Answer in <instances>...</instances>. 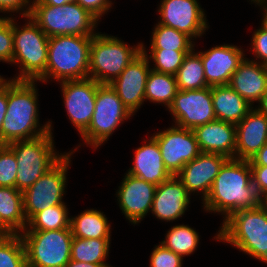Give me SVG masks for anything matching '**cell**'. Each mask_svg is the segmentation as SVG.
<instances>
[{"label": "cell", "mask_w": 267, "mask_h": 267, "mask_svg": "<svg viewBox=\"0 0 267 267\" xmlns=\"http://www.w3.org/2000/svg\"><path fill=\"white\" fill-rule=\"evenodd\" d=\"M264 203L252 183L249 160L228 159L221 167L206 199L202 202L205 212L221 213L223 221L232 213L253 209Z\"/></svg>", "instance_id": "obj_1"}, {"label": "cell", "mask_w": 267, "mask_h": 267, "mask_svg": "<svg viewBox=\"0 0 267 267\" xmlns=\"http://www.w3.org/2000/svg\"><path fill=\"white\" fill-rule=\"evenodd\" d=\"M37 81L8 80L7 111L1 128V145L32 140L53 131L52 121L39 122ZM42 125V126H41Z\"/></svg>", "instance_id": "obj_2"}, {"label": "cell", "mask_w": 267, "mask_h": 267, "mask_svg": "<svg viewBox=\"0 0 267 267\" xmlns=\"http://www.w3.org/2000/svg\"><path fill=\"white\" fill-rule=\"evenodd\" d=\"M213 237L267 264V206L232 213Z\"/></svg>", "instance_id": "obj_3"}, {"label": "cell", "mask_w": 267, "mask_h": 267, "mask_svg": "<svg viewBox=\"0 0 267 267\" xmlns=\"http://www.w3.org/2000/svg\"><path fill=\"white\" fill-rule=\"evenodd\" d=\"M92 36L63 35L49 37L45 74L38 82H57L89 78Z\"/></svg>", "instance_id": "obj_4"}, {"label": "cell", "mask_w": 267, "mask_h": 267, "mask_svg": "<svg viewBox=\"0 0 267 267\" xmlns=\"http://www.w3.org/2000/svg\"><path fill=\"white\" fill-rule=\"evenodd\" d=\"M24 20L21 26L13 17L12 64L18 66L19 72L9 79L38 81L46 71L49 37L30 16Z\"/></svg>", "instance_id": "obj_5"}, {"label": "cell", "mask_w": 267, "mask_h": 267, "mask_svg": "<svg viewBox=\"0 0 267 267\" xmlns=\"http://www.w3.org/2000/svg\"><path fill=\"white\" fill-rule=\"evenodd\" d=\"M29 16L48 37L93 36L100 22L76 1L62 6L32 4Z\"/></svg>", "instance_id": "obj_6"}, {"label": "cell", "mask_w": 267, "mask_h": 267, "mask_svg": "<svg viewBox=\"0 0 267 267\" xmlns=\"http://www.w3.org/2000/svg\"><path fill=\"white\" fill-rule=\"evenodd\" d=\"M53 133L32 139L13 141L6 146L17 160L15 188L24 192L45 172L51 169L65 154L55 149Z\"/></svg>", "instance_id": "obj_7"}, {"label": "cell", "mask_w": 267, "mask_h": 267, "mask_svg": "<svg viewBox=\"0 0 267 267\" xmlns=\"http://www.w3.org/2000/svg\"><path fill=\"white\" fill-rule=\"evenodd\" d=\"M141 51L142 42L131 46L117 36L98 32L90 44L89 78L111 84Z\"/></svg>", "instance_id": "obj_8"}, {"label": "cell", "mask_w": 267, "mask_h": 267, "mask_svg": "<svg viewBox=\"0 0 267 267\" xmlns=\"http://www.w3.org/2000/svg\"><path fill=\"white\" fill-rule=\"evenodd\" d=\"M133 116L109 84H100L90 125L80 136L83 144L94 149L101 147L125 120Z\"/></svg>", "instance_id": "obj_9"}, {"label": "cell", "mask_w": 267, "mask_h": 267, "mask_svg": "<svg viewBox=\"0 0 267 267\" xmlns=\"http://www.w3.org/2000/svg\"><path fill=\"white\" fill-rule=\"evenodd\" d=\"M27 267H65L71 260V228L23 231Z\"/></svg>", "instance_id": "obj_10"}, {"label": "cell", "mask_w": 267, "mask_h": 267, "mask_svg": "<svg viewBox=\"0 0 267 267\" xmlns=\"http://www.w3.org/2000/svg\"><path fill=\"white\" fill-rule=\"evenodd\" d=\"M67 152L51 169L38 178L31 187L23 192V212L27 222L38 212L48 207L65 203L67 173L71 157L77 151Z\"/></svg>", "instance_id": "obj_11"}, {"label": "cell", "mask_w": 267, "mask_h": 267, "mask_svg": "<svg viewBox=\"0 0 267 267\" xmlns=\"http://www.w3.org/2000/svg\"><path fill=\"white\" fill-rule=\"evenodd\" d=\"M167 110L174 125L189 130L216 120L210 86L199 90H178Z\"/></svg>", "instance_id": "obj_12"}, {"label": "cell", "mask_w": 267, "mask_h": 267, "mask_svg": "<svg viewBox=\"0 0 267 267\" xmlns=\"http://www.w3.org/2000/svg\"><path fill=\"white\" fill-rule=\"evenodd\" d=\"M152 137L157 141L164 166L172 176L201 153L193 130L172 125L166 130L154 132Z\"/></svg>", "instance_id": "obj_13"}, {"label": "cell", "mask_w": 267, "mask_h": 267, "mask_svg": "<svg viewBox=\"0 0 267 267\" xmlns=\"http://www.w3.org/2000/svg\"><path fill=\"white\" fill-rule=\"evenodd\" d=\"M59 83L67 116L81 136L90 125L100 84L92 78Z\"/></svg>", "instance_id": "obj_14"}, {"label": "cell", "mask_w": 267, "mask_h": 267, "mask_svg": "<svg viewBox=\"0 0 267 267\" xmlns=\"http://www.w3.org/2000/svg\"><path fill=\"white\" fill-rule=\"evenodd\" d=\"M157 9L159 24L185 33L192 40L204 36L208 20L198 0H161ZM195 38V39H194Z\"/></svg>", "instance_id": "obj_15"}, {"label": "cell", "mask_w": 267, "mask_h": 267, "mask_svg": "<svg viewBox=\"0 0 267 267\" xmlns=\"http://www.w3.org/2000/svg\"><path fill=\"white\" fill-rule=\"evenodd\" d=\"M123 177L115 197L126 220L135 226L151 212L157 186L128 173Z\"/></svg>", "instance_id": "obj_16"}, {"label": "cell", "mask_w": 267, "mask_h": 267, "mask_svg": "<svg viewBox=\"0 0 267 267\" xmlns=\"http://www.w3.org/2000/svg\"><path fill=\"white\" fill-rule=\"evenodd\" d=\"M151 64L141 52L120 75L109 84L122 100L123 105L133 114L145 102V87Z\"/></svg>", "instance_id": "obj_17"}, {"label": "cell", "mask_w": 267, "mask_h": 267, "mask_svg": "<svg viewBox=\"0 0 267 267\" xmlns=\"http://www.w3.org/2000/svg\"><path fill=\"white\" fill-rule=\"evenodd\" d=\"M197 52L201 56L206 83L210 87L228 85L232 74L246 57L242 47L226 43Z\"/></svg>", "instance_id": "obj_18"}, {"label": "cell", "mask_w": 267, "mask_h": 267, "mask_svg": "<svg viewBox=\"0 0 267 267\" xmlns=\"http://www.w3.org/2000/svg\"><path fill=\"white\" fill-rule=\"evenodd\" d=\"M227 160L228 158L220 154L201 152L196 158L185 164L176 176L182 181L190 195L192 193L193 195L200 194L203 202L222 165Z\"/></svg>", "instance_id": "obj_19"}, {"label": "cell", "mask_w": 267, "mask_h": 267, "mask_svg": "<svg viewBox=\"0 0 267 267\" xmlns=\"http://www.w3.org/2000/svg\"><path fill=\"white\" fill-rule=\"evenodd\" d=\"M190 201L191 195L174 175L157 186L151 213L162 222L177 221L187 211Z\"/></svg>", "instance_id": "obj_20"}, {"label": "cell", "mask_w": 267, "mask_h": 267, "mask_svg": "<svg viewBox=\"0 0 267 267\" xmlns=\"http://www.w3.org/2000/svg\"><path fill=\"white\" fill-rule=\"evenodd\" d=\"M193 132L201 152L236 159L235 124L216 119L196 127Z\"/></svg>", "instance_id": "obj_21"}, {"label": "cell", "mask_w": 267, "mask_h": 267, "mask_svg": "<svg viewBox=\"0 0 267 267\" xmlns=\"http://www.w3.org/2000/svg\"><path fill=\"white\" fill-rule=\"evenodd\" d=\"M236 126V159L250 160L267 143V117L256 108Z\"/></svg>", "instance_id": "obj_22"}, {"label": "cell", "mask_w": 267, "mask_h": 267, "mask_svg": "<svg viewBox=\"0 0 267 267\" xmlns=\"http://www.w3.org/2000/svg\"><path fill=\"white\" fill-rule=\"evenodd\" d=\"M228 85L254 107L267 91V67L245 57Z\"/></svg>", "instance_id": "obj_23"}, {"label": "cell", "mask_w": 267, "mask_h": 267, "mask_svg": "<svg viewBox=\"0 0 267 267\" xmlns=\"http://www.w3.org/2000/svg\"><path fill=\"white\" fill-rule=\"evenodd\" d=\"M144 141L136 148L133 165L126 173L158 186L172 175L164 166L157 141L152 136Z\"/></svg>", "instance_id": "obj_24"}, {"label": "cell", "mask_w": 267, "mask_h": 267, "mask_svg": "<svg viewBox=\"0 0 267 267\" xmlns=\"http://www.w3.org/2000/svg\"><path fill=\"white\" fill-rule=\"evenodd\" d=\"M212 104L216 119L238 124L253 108L229 85L211 86Z\"/></svg>", "instance_id": "obj_25"}, {"label": "cell", "mask_w": 267, "mask_h": 267, "mask_svg": "<svg viewBox=\"0 0 267 267\" xmlns=\"http://www.w3.org/2000/svg\"><path fill=\"white\" fill-rule=\"evenodd\" d=\"M26 227L23 192L12 187H0V228L7 234H21Z\"/></svg>", "instance_id": "obj_26"}, {"label": "cell", "mask_w": 267, "mask_h": 267, "mask_svg": "<svg viewBox=\"0 0 267 267\" xmlns=\"http://www.w3.org/2000/svg\"><path fill=\"white\" fill-rule=\"evenodd\" d=\"M73 237L85 239L111 238V223L104 212L86 209L77 216H70Z\"/></svg>", "instance_id": "obj_27"}, {"label": "cell", "mask_w": 267, "mask_h": 267, "mask_svg": "<svg viewBox=\"0 0 267 267\" xmlns=\"http://www.w3.org/2000/svg\"><path fill=\"white\" fill-rule=\"evenodd\" d=\"M178 91L175 75L150 70L145 87V101L168 109Z\"/></svg>", "instance_id": "obj_28"}, {"label": "cell", "mask_w": 267, "mask_h": 267, "mask_svg": "<svg viewBox=\"0 0 267 267\" xmlns=\"http://www.w3.org/2000/svg\"><path fill=\"white\" fill-rule=\"evenodd\" d=\"M111 238L85 239L73 237L71 260L94 264H108Z\"/></svg>", "instance_id": "obj_29"}, {"label": "cell", "mask_w": 267, "mask_h": 267, "mask_svg": "<svg viewBox=\"0 0 267 267\" xmlns=\"http://www.w3.org/2000/svg\"><path fill=\"white\" fill-rule=\"evenodd\" d=\"M200 54L193 48L175 74L178 90H199L209 87Z\"/></svg>", "instance_id": "obj_30"}, {"label": "cell", "mask_w": 267, "mask_h": 267, "mask_svg": "<svg viewBox=\"0 0 267 267\" xmlns=\"http://www.w3.org/2000/svg\"><path fill=\"white\" fill-rule=\"evenodd\" d=\"M199 241V232L189 225L179 224L171 227L160 243L184 259L197 250Z\"/></svg>", "instance_id": "obj_31"}, {"label": "cell", "mask_w": 267, "mask_h": 267, "mask_svg": "<svg viewBox=\"0 0 267 267\" xmlns=\"http://www.w3.org/2000/svg\"><path fill=\"white\" fill-rule=\"evenodd\" d=\"M70 227V217L66 203L51 206L36 213L24 231L60 230Z\"/></svg>", "instance_id": "obj_32"}, {"label": "cell", "mask_w": 267, "mask_h": 267, "mask_svg": "<svg viewBox=\"0 0 267 267\" xmlns=\"http://www.w3.org/2000/svg\"><path fill=\"white\" fill-rule=\"evenodd\" d=\"M150 48H164L165 50L191 51L195 45L188 35L174 28L156 23L151 35Z\"/></svg>", "instance_id": "obj_33"}, {"label": "cell", "mask_w": 267, "mask_h": 267, "mask_svg": "<svg viewBox=\"0 0 267 267\" xmlns=\"http://www.w3.org/2000/svg\"><path fill=\"white\" fill-rule=\"evenodd\" d=\"M141 52L144 53L149 62L152 60L154 63L153 66H150L152 70L175 75L190 51L165 50L164 48H150L147 51L146 46L142 43Z\"/></svg>", "instance_id": "obj_34"}, {"label": "cell", "mask_w": 267, "mask_h": 267, "mask_svg": "<svg viewBox=\"0 0 267 267\" xmlns=\"http://www.w3.org/2000/svg\"><path fill=\"white\" fill-rule=\"evenodd\" d=\"M0 267H27L25 246L20 234H7L0 241Z\"/></svg>", "instance_id": "obj_35"}, {"label": "cell", "mask_w": 267, "mask_h": 267, "mask_svg": "<svg viewBox=\"0 0 267 267\" xmlns=\"http://www.w3.org/2000/svg\"><path fill=\"white\" fill-rule=\"evenodd\" d=\"M17 160L14 153L6 146L0 145V187L15 188Z\"/></svg>", "instance_id": "obj_36"}, {"label": "cell", "mask_w": 267, "mask_h": 267, "mask_svg": "<svg viewBox=\"0 0 267 267\" xmlns=\"http://www.w3.org/2000/svg\"><path fill=\"white\" fill-rule=\"evenodd\" d=\"M13 61V17L0 15V62L12 65Z\"/></svg>", "instance_id": "obj_37"}, {"label": "cell", "mask_w": 267, "mask_h": 267, "mask_svg": "<svg viewBox=\"0 0 267 267\" xmlns=\"http://www.w3.org/2000/svg\"><path fill=\"white\" fill-rule=\"evenodd\" d=\"M183 258L166 248L163 244L155 245L150 255V267H182Z\"/></svg>", "instance_id": "obj_38"}, {"label": "cell", "mask_w": 267, "mask_h": 267, "mask_svg": "<svg viewBox=\"0 0 267 267\" xmlns=\"http://www.w3.org/2000/svg\"><path fill=\"white\" fill-rule=\"evenodd\" d=\"M250 45L251 53L255 56L251 60L267 65V31L264 28L260 26L254 30Z\"/></svg>", "instance_id": "obj_39"}, {"label": "cell", "mask_w": 267, "mask_h": 267, "mask_svg": "<svg viewBox=\"0 0 267 267\" xmlns=\"http://www.w3.org/2000/svg\"><path fill=\"white\" fill-rule=\"evenodd\" d=\"M31 5L32 0H0V13H6L5 16L11 18L15 13H18L22 18H25L30 15ZM8 13L9 15H7Z\"/></svg>", "instance_id": "obj_40"}, {"label": "cell", "mask_w": 267, "mask_h": 267, "mask_svg": "<svg viewBox=\"0 0 267 267\" xmlns=\"http://www.w3.org/2000/svg\"><path fill=\"white\" fill-rule=\"evenodd\" d=\"M84 9L95 16L99 21L112 8L111 0H76Z\"/></svg>", "instance_id": "obj_41"}, {"label": "cell", "mask_w": 267, "mask_h": 267, "mask_svg": "<svg viewBox=\"0 0 267 267\" xmlns=\"http://www.w3.org/2000/svg\"><path fill=\"white\" fill-rule=\"evenodd\" d=\"M250 168L252 183L263 199L267 198V166H250Z\"/></svg>", "instance_id": "obj_42"}, {"label": "cell", "mask_w": 267, "mask_h": 267, "mask_svg": "<svg viewBox=\"0 0 267 267\" xmlns=\"http://www.w3.org/2000/svg\"><path fill=\"white\" fill-rule=\"evenodd\" d=\"M7 100H8V78L4 79L0 83V145H1V128L7 111Z\"/></svg>", "instance_id": "obj_43"}, {"label": "cell", "mask_w": 267, "mask_h": 267, "mask_svg": "<svg viewBox=\"0 0 267 267\" xmlns=\"http://www.w3.org/2000/svg\"><path fill=\"white\" fill-rule=\"evenodd\" d=\"M250 166H267V143L249 160Z\"/></svg>", "instance_id": "obj_44"}, {"label": "cell", "mask_w": 267, "mask_h": 267, "mask_svg": "<svg viewBox=\"0 0 267 267\" xmlns=\"http://www.w3.org/2000/svg\"><path fill=\"white\" fill-rule=\"evenodd\" d=\"M65 267H113L109 264H94L89 262H78L75 260H70Z\"/></svg>", "instance_id": "obj_45"}, {"label": "cell", "mask_w": 267, "mask_h": 267, "mask_svg": "<svg viewBox=\"0 0 267 267\" xmlns=\"http://www.w3.org/2000/svg\"><path fill=\"white\" fill-rule=\"evenodd\" d=\"M76 0H32V4H47L54 6H62L67 3L75 2Z\"/></svg>", "instance_id": "obj_46"}, {"label": "cell", "mask_w": 267, "mask_h": 267, "mask_svg": "<svg viewBox=\"0 0 267 267\" xmlns=\"http://www.w3.org/2000/svg\"><path fill=\"white\" fill-rule=\"evenodd\" d=\"M257 104L258 105H255V108L267 117V91L261 97L260 101Z\"/></svg>", "instance_id": "obj_47"}, {"label": "cell", "mask_w": 267, "mask_h": 267, "mask_svg": "<svg viewBox=\"0 0 267 267\" xmlns=\"http://www.w3.org/2000/svg\"><path fill=\"white\" fill-rule=\"evenodd\" d=\"M258 5L261 9L262 13V21H261V27L264 28L267 31V4H255ZM263 11V12H262Z\"/></svg>", "instance_id": "obj_48"}, {"label": "cell", "mask_w": 267, "mask_h": 267, "mask_svg": "<svg viewBox=\"0 0 267 267\" xmlns=\"http://www.w3.org/2000/svg\"><path fill=\"white\" fill-rule=\"evenodd\" d=\"M252 4H267V0H249Z\"/></svg>", "instance_id": "obj_49"}, {"label": "cell", "mask_w": 267, "mask_h": 267, "mask_svg": "<svg viewBox=\"0 0 267 267\" xmlns=\"http://www.w3.org/2000/svg\"><path fill=\"white\" fill-rule=\"evenodd\" d=\"M7 235V233L2 229L0 228V241Z\"/></svg>", "instance_id": "obj_50"}, {"label": "cell", "mask_w": 267, "mask_h": 267, "mask_svg": "<svg viewBox=\"0 0 267 267\" xmlns=\"http://www.w3.org/2000/svg\"><path fill=\"white\" fill-rule=\"evenodd\" d=\"M5 78L0 75V83L4 80Z\"/></svg>", "instance_id": "obj_51"}, {"label": "cell", "mask_w": 267, "mask_h": 267, "mask_svg": "<svg viewBox=\"0 0 267 267\" xmlns=\"http://www.w3.org/2000/svg\"><path fill=\"white\" fill-rule=\"evenodd\" d=\"M264 204L267 206V198L264 199Z\"/></svg>", "instance_id": "obj_52"}]
</instances>
